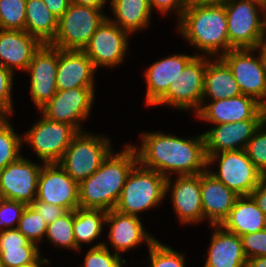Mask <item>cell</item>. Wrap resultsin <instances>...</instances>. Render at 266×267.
I'll return each instance as SVG.
<instances>
[{
  "instance_id": "10",
  "label": "cell",
  "mask_w": 266,
  "mask_h": 267,
  "mask_svg": "<svg viewBox=\"0 0 266 267\" xmlns=\"http://www.w3.org/2000/svg\"><path fill=\"white\" fill-rule=\"evenodd\" d=\"M213 164L218 165L217 171L210 169ZM208 170L239 196H250L263 176L249 159L245 149L211 155L208 158Z\"/></svg>"
},
{
  "instance_id": "50",
  "label": "cell",
  "mask_w": 266,
  "mask_h": 267,
  "mask_svg": "<svg viewBox=\"0 0 266 267\" xmlns=\"http://www.w3.org/2000/svg\"><path fill=\"white\" fill-rule=\"evenodd\" d=\"M262 123L266 124V99L261 104Z\"/></svg>"
},
{
  "instance_id": "52",
  "label": "cell",
  "mask_w": 266,
  "mask_h": 267,
  "mask_svg": "<svg viewBox=\"0 0 266 267\" xmlns=\"http://www.w3.org/2000/svg\"><path fill=\"white\" fill-rule=\"evenodd\" d=\"M259 48L261 49L266 64V40L260 45Z\"/></svg>"
},
{
  "instance_id": "37",
  "label": "cell",
  "mask_w": 266,
  "mask_h": 267,
  "mask_svg": "<svg viewBox=\"0 0 266 267\" xmlns=\"http://www.w3.org/2000/svg\"><path fill=\"white\" fill-rule=\"evenodd\" d=\"M126 263L124 257L112 253L108 245L101 241L90 247L80 267H124Z\"/></svg>"
},
{
  "instance_id": "21",
  "label": "cell",
  "mask_w": 266,
  "mask_h": 267,
  "mask_svg": "<svg viewBox=\"0 0 266 267\" xmlns=\"http://www.w3.org/2000/svg\"><path fill=\"white\" fill-rule=\"evenodd\" d=\"M194 54V55H193ZM171 54L168 57L155 61L144 72L146 81V106H153L169 89L173 82H177L187 63L195 56Z\"/></svg>"
},
{
  "instance_id": "12",
  "label": "cell",
  "mask_w": 266,
  "mask_h": 267,
  "mask_svg": "<svg viewBox=\"0 0 266 267\" xmlns=\"http://www.w3.org/2000/svg\"><path fill=\"white\" fill-rule=\"evenodd\" d=\"M95 87H77L57 90L50 101L39 112L52 121L74 126L84 131L82 123L90 117L95 100Z\"/></svg>"
},
{
  "instance_id": "22",
  "label": "cell",
  "mask_w": 266,
  "mask_h": 267,
  "mask_svg": "<svg viewBox=\"0 0 266 267\" xmlns=\"http://www.w3.org/2000/svg\"><path fill=\"white\" fill-rule=\"evenodd\" d=\"M43 43L25 30L0 29V65L25 72Z\"/></svg>"
},
{
  "instance_id": "41",
  "label": "cell",
  "mask_w": 266,
  "mask_h": 267,
  "mask_svg": "<svg viewBox=\"0 0 266 267\" xmlns=\"http://www.w3.org/2000/svg\"><path fill=\"white\" fill-rule=\"evenodd\" d=\"M247 259L266 256V229L240 236Z\"/></svg>"
},
{
  "instance_id": "15",
  "label": "cell",
  "mask_w": 266,
  "mask_h": 267,
  "mask_svg": "<svg viewBox=\"0 0 266 267\" xmlns=\"http://www.w3.org/2000/svg\"><path fill=\"white\" fill-rule=\"evenodd\" d=\"M58 48L43 44L26 69L30 77V96L40 111L57 92Z\"/></svg>"
},
{
  "instance_id": "47",
  "label": "cell",
  "mask_w": 266,
  "mask_h": 267,
  "mask_svg": "<svg viewBox=\"0 0 266 267\" xmlns=\"http://www.w3.org/2000/svg\"><path fill=\"white\" fill-rule=\"evenodd\" d=\"M225 0H184L185 7L222 4Z\"/></svg>"
},
{
  "instance_id": "13",
  "label": "cell",
  "mask_w": 266,
  "mask_h": 267,
  "mask_svg": "<svg viewBox=\"0 0 266 267\" xmlns=\"http://www.w3.org/2000/svg\"><path fill=\"white\" fill-rule=\"evenodd\" d=\"M129 36L127 31L106 17L83 51L92 60L96 70L100 67H117L124 62L129 50Z\"/></svg>"
},
{
  "instance_id": "9",
  "label": "cell",
  "mask_w": 266,
  "mask_h": 267,
  "mask_svg": "<svg viewBox=\"0 0 266 267\" xmlns=\"http://www.w3.org/2000/svg\"><path fill=\"white\" fill-rule=\"evenodd\" d=\"M78 133L74 126L52 121L40 112L39 120L22 134V142L31 147L42 163H58Z\"/></svg>"
},
{
  "instance_id": "1",
  "label": "cell",
  "mask_w": 266,
  "mask_h": 267,
  "mask_svg": "<svg viewBox=\"0 0 266 267\" xmlns=\"http://www.w3.org/2000/svg\"><path fill=\"white\" fill-rule=\"evenodd\" d=\"M140 137L141 145H132L136 150L138 163L166 178L173 174L195 175L208 169L203 133L192 138H183L158 130L141 132Z\"/></svg>"
},
{
  "instance_id": "27",
  "label": "cell",
  "mask_w": 266,
  "mask_h": 267,
  "mask_svg": "<svg viewBox=\"0 0 266 267\" xmlns=\"http://www.w3.org/2000/svg\"><path fill=\"white\" fill-rule=\"evenodd\" d=\"M242 94L228 65L220 58L208 61L204 74L203 101H216Z\"/></svg>"
},
{
  "instance_id": "11",
  "label": "cell",
  "mask_w": 266,
  "mask_h": 267,
  "mask_svg": "<svg viewBox=\"0 0 266 267\" xmlns=\"http://www.w3.org/2000/svg\"><path fill=\"white\" fill-rule=\"evenodd\" d=\"M220 58L230 68L241 93L262 104L266 99V64L261 49H231Z\"/></svg>"
},
{
  "instance_id": "23",
  "label": "cell",
  "mask_w": 266,
  "mask_h": 267,
  "mask_svg": "<svg viewBox=\"0 0 266 267\" xmlns=\"http://www.w3.org/2000/svg\"><path fill=\"white\" fill-rule=\"evenodd\" d=\"M96 69L83 50L58 48L57 90L95 87Z\"/></svg>"
},
{
  "instance_id": "4",
  "label": "cell",
  "mask_w": 266,
  "mask_h": 267,
  "mask_svg": "<svg viewBox=\"0 0 266 267\" xmlns=\"http://www.w3.org/2000/svg\"><path fill=\"white\" fill-rule=\"evenodd\" d=\"M167 178L137 163L127 176L116 210L138 216L155 209L166 198Z\"/></svg>"
},
{
  "instance_id": "42",
  "label": "cell",
  "mask_w": 266,
  "mask_h": 267,
  "mask_svg": "<svg viewBox=\"0 0 266 267\" xmlns=\"http://www.w3.org/2000/svg\"><path fill=\"white\" fill-rule=\"evenodd\" d=\"M32 208H34L40 216L44 219V221L48 224L54 222L57 218L61 217L67 211L59 207L57 205H52L43 201H39L34 199L30 204Z\"/></svg>"
},
{
  "instance_id": "3",
  "label": "cell",
  "mask_w": 266,
  "mask_h": 267,
  "mask_svg": "<svg viewBox=\"0 0 266 267\" xmlns=\"http://www.w3.org/2000/svg\"><path fill=\"white\" fill-rule=\"evenodd\" d=\"M177 30L191 47L203 56L221 57L230 51L227 16L224 4L185 8L177 20Z\"/></svg>"
},
{
  "instance_id": "45",
  "label": "cell",
  "mask_w": 266,
  "mask_h": 267,
  "mask_svg": "<svg viewBox=\"0 0 266 267\" xmlns=\"http://www.w3.org/2000/svg\"><path fill=\"white\" fill-rule=\"evenodd\" d=\"M48 9L59 19L68 9L71 0H43Z\"/></svg>"
},
{
  "instance_id": "19",
  "label": "cell",
  "mask_w": 266,
  "mask_h": 267,
  "mask_svg": "<svg viewBox=\"0 0 266 267\" xmlns=\"http://www.w3.org/2000/svg\"><path fill=\"white\" fill-rule=\"evenodd\" d=\"M195 116L205 123L219 125L247 119H262V112L259 102L250 96L240 94L216 101H202V106Z\"/></svg>"
},
{
  "instance_id": "48",
  "label": "cell",
  "mask_w": 266,
  "mask_h": 267,
  "mask_svg": "<svg viewBox=\"0 0 266 267\" xmlns=\"http://www.w3.org/2000/svg\"><path fill=\"white\" fill-rule=\"evenodd\" d=\"M246 267H266V256L248 259Z\"/></svg>"
},
{
  "instance_id": "24",
  "label": "cell",
  "mask_w": 266,
  "mask_h": 267,
  "mask_svg": "<svg viewBox=\"0 0 266 267\" xmlns=\"http://www.w3.org/2000/svg\"><path fill=\"white\" fill-rule=\"evenodd\" d=\"M238 197V194L214 177L208 169L201 173L203 221L207 220L209 225H220Z\"/></svg>"
},
{
  "instance_id": "49",
  "label": "cell",
  "mask_w": 266,
  "mask_h": 267,
  "mask_svg": "<svg viewBox=\"0 0 266 267\" xmlns=\"http://www.w3.org/2000/svg\"><path fill=\"white\" fill-rule=\"evenodd\" d=\"M51 264L47 258H42L40 255L34 262L24 264L20 267H42V265Z\"/></svg>"
},
{
  "instance_id": "53",
  "label": "cell",
  "mask_w": 266,
  "mask_h": 267,
  "mask_svg": "<svg viewBox=\"0 0 266 267\" xmlns=\"http://www.w3.org/2000/svg\"><path fill=\"white\" fill-rule=\"evenodd\" d=\"M248 1L256 3L261 7H263L266 4V0H248Z\"/></svg>"
},
{
  "instance_id": "20",
  "label": "cell",
  "mask_w": 266,
  "mask_h": 267,
  "mask_svg": "<svg viewBox=\"0 0 266 267\" xmlns=\"http://www.w3.org/2000/svg\"><path fill=\"white\" fill-rule=\"evenodd\" d=\"M261 123L262 119H247L212 125L214 127L203 132L207 159L213 154L245 149Z\"/></svg>"
},
{
  "instance_id": "33",
  "label": "cell",
  "mask_w": 266,
  "mask_h": 267,
  "mask_svg": "<svg viewBox=\"0 0 266 267\" xmlns=\"http://www.w3.org/2000/svg\"><path fill=\"white\" fill-rule=\"evenodd\" d=\"M10 123L9 117H0V170L22 156V136Z\"/></svg>"
},
{
  "instance_id": "32",
  "label": "cell",
  "mask_w": 266,
  "mask_h": 267,
  "mask_svg": "<svg viewBox=\"0 0 266 267\" xmlns=\"http://www.w3.org/2000/svg\"><path fill=\"white\" fill-rule=\"evenodd\" d=\"M74 210L67 211L51 224H48L45 238L57 248L78 252L73 232Z\"/></svg>"
},
{
  "instance_id": "43",
  "label": "cell",
  "mask_w": 266,
  "mask_h": 267,
  "mask_svg": "<svg viewBox=\"0 0 266 267\" xmlns=\"http://www.w3.org/2000/svg\"><path fill=\"white\" fill-rule=\"evenodd\" d=\"M151 11L155 10L162 15L175 13L179 19L185 10L184 0H148Z\"/></svg>"
},
{
  "instance_id": "38",
  "label": "cell",
  "mask_w": 266,
  "mask_h": 267,
  "mask_svg": "<svg viewBox=\"0 0 266 267\" xmlns=\"http://www.w3.org/2000/svg\"><path fill=\"white\" fill-rule=\"evenodd\" d=\"M266 124L261 125L256 129L252 138L247 143L245 151L252 163L258 170L266 175Z\"/></svg>"
},
{
  "instance_id": "46",
  "label": "cell",
  "mask_w": 266,
  "mask_h": 267,
  "mask_svg": "<svg viewBox=\"0 0 266 267\" xmlns=\"http://www.w3.org/2000/svg\"><path fill=\"white\" fill-rule=\"evenodd\" d=\"M109 1L110 0H108V2ZM71 2L81 6L100 8L102 10L106 7V4L108 3L107 0H71Z\"/></svg>"
},
{
  "instance_id": "8",
  "label": "cell",
  "mask_w": 266,
  "mask_h": 267,
  "mask_svg": "<svg viewBox=\"0 0 266 267\" xmlns=\"http://www.w3.org/2000/svg\"><path fill=\"white\" fill-rule=\"evenodd\" d=\"M212 57L195 55L185 66L177 82L153 105L166 106L183 111L200 110L203 101L204 74Z\"/></svg>"
},
{
  "instance_id": "17",
  "label": "cell",
  "mask_w": 266,
  "mask_h": 267,
  "mask_svg": "<svg viewBox=\"0 0 266 267\" xmlns=\"http://www.w3.org/2000/svg\"><path fill=\"white\" fill-rule=\"evenodd\" d=\"M36 199L71 211L79 208L78 182L58 163L43 164Z\"/></svg>"
},
{
  "instance_id": "30",
  "label": "cell",
  "mask_w": 266,
  "mask_h": 267,
  "mask_svg": "<svg viewBox=\"0 0 266 267\" xmlns=\"http://www.w3.org/2000/svg\"><path fill=\"white\" fill-rule=\"evenodd\" d=\"M58 20L43 0H26L25 31L43 44H50L55 38Z\"/></svg>"
},
{
  "instance_id": "34",
  "label": "cell",
  "mask_w": 266,
  "mask_h": 267,
  "mask_svg": "<svg viewBox=\"0 0 266 267\" xmlns=\"http://www.w3.org/2000/svg\"><path fill=\"white\" fill-rule=\"evenodd\" d=\"M26 0H0V29L25 30Z\"/></svg>"
},
{
  "instance_id": "51",
  "label": "cell",
  "mask_w": 266,
  "mask_h": 267,
  "mask_svg": "<svg viewBox=\"0 0 266 267\" xmlns=\"http://www.w3.org/2000/svg\"><path fill=\"white\" fill-rule=\"evenodd\" d=\"M262 9H263L264 39L266 40V4L262 7Z\"/></svg>"
},
{
  "instance_id": "39",
  "label": "cell",
  "mask_w": 266,
  "mask_h": 267,
  "mask_svg": "<svg viewBox=\"0 0 266 267\" xmlns=\"http://www.w3.org/2000/svg\"><path fill=\"white\" fill-rule=\"evenodd\" d=\"M14 75L12 71L0 65V117H10L15 112L12 103Z\"/></svg>"
},
{
  "instance_id": "44",
  "label": "cell",
  "mask_w": 266,
  "mask_h": 267,
  "mask_svg": "<svg viewBox=\"0 0 266 267\" xmlns=\"http://www.w3.org/2000/svg\"><path fill=\"white\" fill-rule=\"evenodd\" d=\"M250 196L257 203L258 208L266 215V175H263L258 186L251 192Z\"/></svg>"
},
{
  "instance_id": "36",
  "label": "cell",
  "mask_w": 266,
  "mask_h": 267,
  "mask_svg": "<svg viewBox=\"0 0 266 267\" xmlns=\"http://www.w3.org/2000/svg\"><path fill=\"white\" fill-rule=\"evenodd\" d=\"M147 267H185L186 254L175 251L170 246L164 245L160 240H156L148 247Z\"/></svg>"
},
{
  "instance_id": "2",
  "label": "cell",
  "mask_w": 266,
  "mask_h": 267,
  "mask_svg": "<svg viewBox=\"0 0 266 267\" xmlns=\"http://www.w3.org/2000/svg\"><path fill=\"white\" fill-rule=\"evenodd\" d=\"M123 147L117 153L112 150L91 176L78 183L79 208H116L127 176L138 163L133 146L124 143Z\"/></svg>"
},
{
  "instance_id": "25",
  "label": "cell",
  "mask_w": 266,
  "mask_h": 267,
  "mask_svg": "<svg viewBox=\"0 0 266 267\" xmlns=\"http://www.w3.org/2000/svg\"><path fill=\"white\" fill-rule=\"evenodd\" d=\"M211 234L204 267H246L247 257L241 238L224 230L220 225H209Z\"/></svg>"
},
{
  "instance_id": "28",
  "label": "cell",
  "mask_w": 266,
  "mask_h": 267,
  "mask_svg": "<svg viewBox=\"0 0 266 267\" xmlns=\"http://www.w3.org/2000/svg\"><path fill=\"white\" fill-rule=\"evenodd\" d=\"M40 255L39 246L30 242L17 228L0 232L2 267H20L34 262Z\"/></svg>"
},
{
  "instance_id": "26",
  "label": "cell",
  "mask_w": 266,
  "mask_h": 267,
  "mask_svg": "<svg viewBox=\"0 0 266 267\" xmlns=\"http://www.w3.org/2000/svg\"><path fill=\"white\" fill-rule=\"evenodd\" d=\"M220 226L240 237L266 229V215L251 196H239Z\"/></svg>"
},
{
  "instance_id": "31",
  "label": "cell",
  "mask_w": 266,
  "mask_h": 267,
  "mask_svg": "<svg viewBox=\"0 0 266 267\" xmlns=\"http://www.w3.org/2000/svg\"><path fill=\"white\" fill-rule=\"evenodd\" d=\"M107 211L102 209L74 210L73 232L75 243L81 251L82 244H91L98 239L103 232Z\"/></svg>"
},
{
  "instance_id": "5",
  "label": "cell",
  "mask_w": 266,
  "mask_h": 267,
  "mask_svg": "<svg viewBox=\"0 0 266 267\" xmlns=\"http://www.w3.org/2000/svg\"><path fill=\"white\" fill-rule=\"evenodd\" d=\"M112 141L104 134L79 132L66 148L58 164L76 182L91 176L114 150Z\"/></svg>"
},
{
  "instance_id": "7",
  "label": "cell",
  "mask_w": 266,
  "mask_h": 267,
  "mask_svg": "<svg viewBox=\"0 0 266 267\" xmlns=\"http://www.w3.org/2000/svg\"><path fill=\"white\" fill-rule=\"evenodd\" d=\"M223 4L230 50L259 48L265 41L262 7L248 0H225Z\"/></svg>"
},
{
  "instance_id": "14",
  "label": "cell",
  "mask_w": 266,
  "mask_h": 267,
  "mask_svg": "<svg viewBox=\"0 0 266 267\" xmlns=\"http://www.w3.org/2000/svg\"><path fill=\"white\" fill-rule=\"evenodd\" d=\"M43 164L34 163L22 155L0 170V198L30 205L36 199Z\"/></svg>"
},
{
  "instance_id": "35",
  "label": "cell",
  "mask_w": 266,
  "mask_h": 267,
  "mask_svg": "<svg viewBox=\"0 0 266 267\" xmlns=\"http://www.w3.org/2000/svg\"><path fill=\"white\" fill-rule=\"evenodd\" d=\"M47 223L42 216L32 208L30 205H26L17 229L22 233L30 242L37 244L44 241L45 233L47 229Z\"/></svg>"
},
{
  "instance_id": "18",
  "label": "cell",
  "mask_w": 266,
  "mask_h": 267,
  "mask_svg": "<svg viewBox=\"0 0 266 267\" xmlns=\"http://www.w3.org/2000/svg\"><path fill=\"white\" fill-rule=\"evenodd\" d=\"M141 217L118 212L116 209L107 211L105 225L108 227V244L115 253H122L137 248L145 242L148 247L157 239L143 226Z\"/></svg>"
},
{
  "instance_id": "40",
  "label": "cell",
  "mask_w": 266,
  "mask_h": 267,
  "mask_svg": "<svg viewBox=\"0 0 266 267\" xmlns=\"http://www.w3.org/2000/svg\"><path fill=\"white\" fill-rule=\"evenodd\" d=\"M26 204L0 198V232L18 227Z\"/></svg>"
},
{
  "instance_id": "6",
  "label": "cell",
  "mask_w": 266,
  "mask_h": 267,
  "mask_svg": "<svg viewBox=\"0 0 266 267\" xmlns=\"http://www.w3.org/2000/svg\"><path fill=\"white\" fill-rule=\"evenodd\" d=\"M106 17L100 8L71 2L58 20L57 34L50 45L65 50H84Z\"/></svg>"
},
{
  "instance_id": "16",
  "label": "cell",
  "mask_w": 266,
  "mask_h": 267,
  "mask_svg": "<svg viewBox=\"0 0 266 267\" xmlns=\"http://www.w3.org/2000/svg\"><path fill=\"white\" fill-rule=\"evenodd\" d=\"M166 180V196L170 193L173 210L180 224L194 225L203 221L201 173L178 175Z\"/></svg>"
},
{
  "instance_id": "29",
  "label": "cell",
  "mask_w": 266,
  "mask_h": 267,
  "mask_svg": "<svg viewBox=\"0 0 266 267\" xmlns=\"http://www.w3.org/2000/svg\"><path fill=\"white\" fill-rule=\"evenodd\" d=\"M114 18H107L130 35L147 29L151 24L152 11L148 0H110Z\"/></svg>"
}]
</instances>
